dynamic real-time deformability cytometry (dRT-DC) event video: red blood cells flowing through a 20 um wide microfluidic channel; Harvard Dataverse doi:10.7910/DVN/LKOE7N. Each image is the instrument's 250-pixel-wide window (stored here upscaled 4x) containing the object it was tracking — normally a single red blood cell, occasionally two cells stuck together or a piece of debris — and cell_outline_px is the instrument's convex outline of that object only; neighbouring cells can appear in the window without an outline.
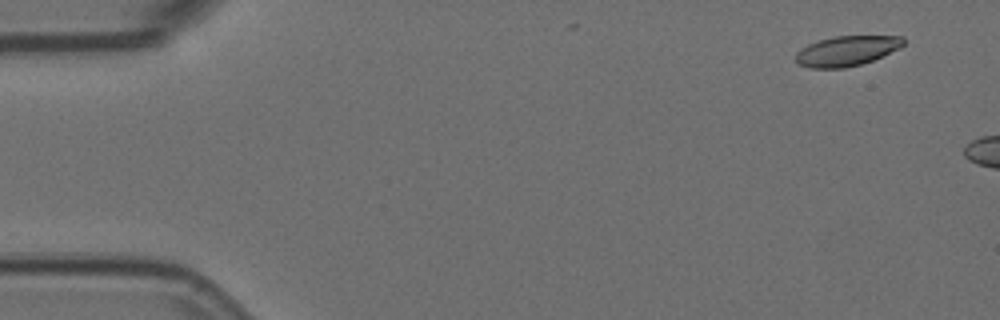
{"species": "Egyptian fruit bat (a non-hibernating species)", "species_latin": "Rousettus aegyptiacus", "temperature_condition": "room temperature", "stored_images_in_passage": 3, "camera_frame_rate_fps": 3000, "um_per_image_px": 0.085, "animal": {"sex": "female"}, "frame": {"image": 1, "passage_image": 1, "time_ms": 0.0, "image_size_px": [1000, 320], "cell_outline_px": [[904, 44], [900, 48], [872, 60], [860, 64], [844, 68], [808, 68], [800, 64], [796, 60], [796, 52], [800, 48], [808, 44], [820, 40], [836, 36], [904, 36]], "centroid_in_image_um": [71.96, 4.32], "position_along_channel_um": 13.0, "area_um2": 18.73}}